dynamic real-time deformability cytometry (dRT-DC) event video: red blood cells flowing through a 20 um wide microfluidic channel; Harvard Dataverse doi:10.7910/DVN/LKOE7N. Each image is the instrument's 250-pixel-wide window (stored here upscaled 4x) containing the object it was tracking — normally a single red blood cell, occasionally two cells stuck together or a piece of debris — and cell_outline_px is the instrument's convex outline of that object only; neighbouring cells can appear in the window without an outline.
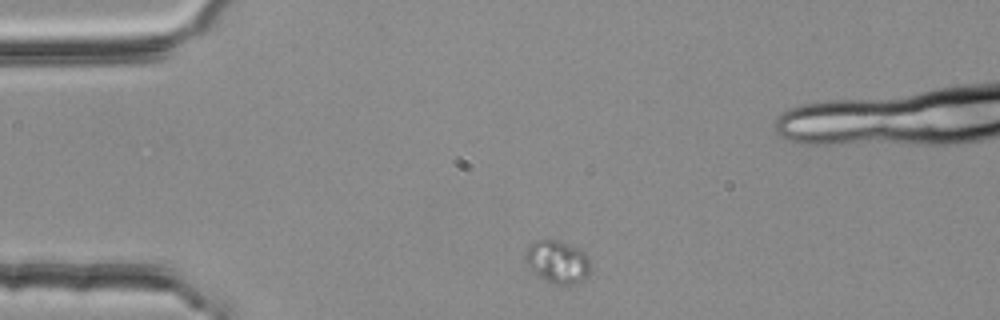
{"species": "common noctule bat (a hibernating species)", "species_latin": "Nyctalus noctula", "temperature_condition": "room temperature", "stored_images_in_passage": 3, "camera_frame_rate_fps": 3000, "um_per_image_px": 0.085, "animal": {"sex": "female", "body_mass_g": 25.1}, "frame": {"image": 1, "passage_image": 1, "time_ms": 0.0, "image_size_px": [1000, 320], "cell_outline_px": [[588, 276], [572, 284], [552, 284], [528, 268], [524, 260], [524, 252], [536, 240], [560, 240], [572, 244], [580, 248], [588, 256]], "centroid_in_image_um": [47.36, 22.23], "position_along_channel_um": 37.6, "area_um2": 16.18}}